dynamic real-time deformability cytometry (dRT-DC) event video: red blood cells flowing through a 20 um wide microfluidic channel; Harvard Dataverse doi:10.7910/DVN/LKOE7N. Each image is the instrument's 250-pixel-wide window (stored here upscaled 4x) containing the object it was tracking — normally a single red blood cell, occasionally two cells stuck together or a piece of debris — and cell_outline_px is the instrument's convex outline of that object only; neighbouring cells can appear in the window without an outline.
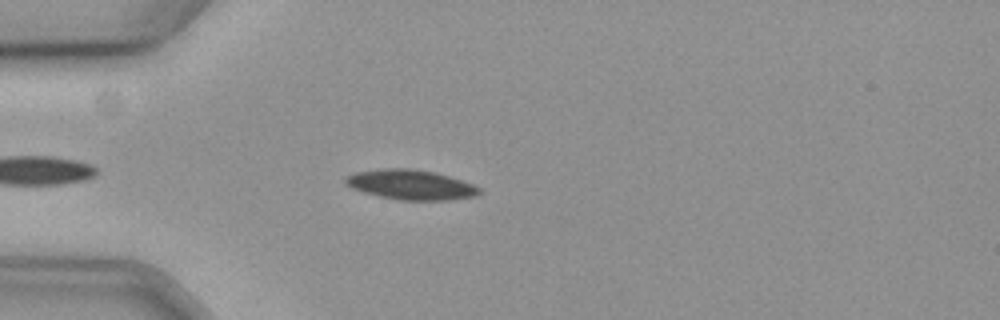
{"species": "common noctule bat (a hibernating species)", "species_latin": "Nyctalus noctula", "temperature_condition": "cold", "stored_images_in_passage": 45, "camera_frame_rate_fps": 3000, "um_per_image_px": 0.085, "animal": {"sex": "female", "body_mass_g": 19.3, "forearm_length_mm": 54.1}, "frame": {"image": 1, "passage_image": 6, "time_ms": 1.667, "image_size_px": [1000, 320], "cell_outline_px": [[480, 192], [476, 196], [448, 200], [400, 200], [380, 196], [364, 192], [352, 188], [344, 184], [344, 180], [348, 176], [356, 172], [384, 168], [412, 168], [432, 172], [448, 176], [472, 184], [480, 188]], "centroid_in_image_um": [34.9, 15.7], "position_along_channel_um": 50.1, "area_um2": 23.06}}
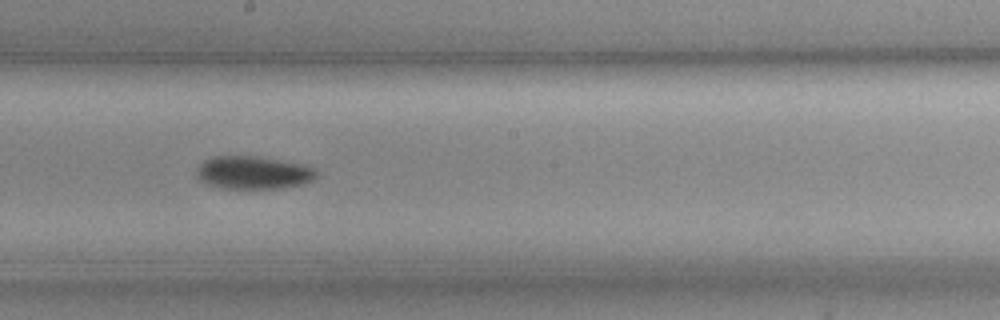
{"frame": {"image": 2, "passage_image": 22, "time_ms": 7.0, "image_size_px": [1000, 320], "cell_outline_px": [[316, 176], [312, 180], [304, 184], [280, 188], [220, 188], [196, 180], [196, 168], [204, 160], [212, 156], [256, 156], [300, 164], [316, 168]], "centroid_in_image_um": [21.47, 14.67], "position_along_channel_um": 226.7, "area_um2": 23.06}}
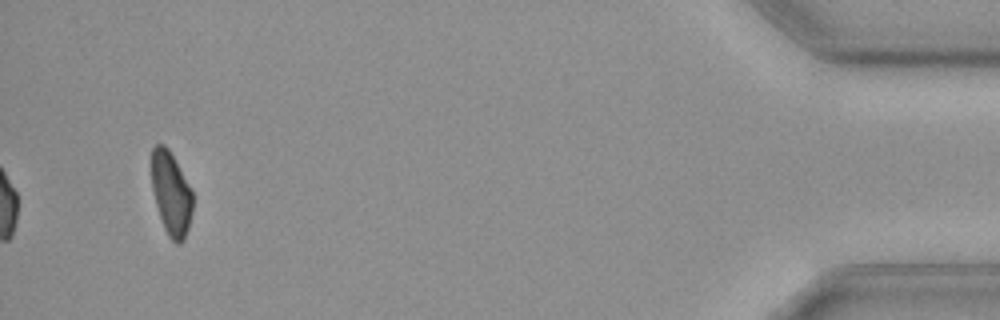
{"frame": {"image": 3, "passage_image": 45, "time_ms": 14.667, "image_size_px": [1000, 320], "cell_outline_px": [[192, 212], [188, 228], [184, 240], [180, 244], [176, 244], [168, 236], [164, 228], [156, 204], [152, 188], [152, 148], [156, 144], [164, 144], [168, 148], [192, 188]], "centroid_in_image_um": [14.56, 16.45], "position_along_channel_um": 420.6, "area_um2": 20.0}, "authors_computed_cell_mechanics": {"area_um2": 22.5998, "velocity_mm_per_s": 3.5901, "shape_relaxation_time_tau1_ms": 4.6516, "shape_relaxation_time_tau2_ms": null, "deformation_change_tau1": 0.1164, "deformation_change_tau2": null}}